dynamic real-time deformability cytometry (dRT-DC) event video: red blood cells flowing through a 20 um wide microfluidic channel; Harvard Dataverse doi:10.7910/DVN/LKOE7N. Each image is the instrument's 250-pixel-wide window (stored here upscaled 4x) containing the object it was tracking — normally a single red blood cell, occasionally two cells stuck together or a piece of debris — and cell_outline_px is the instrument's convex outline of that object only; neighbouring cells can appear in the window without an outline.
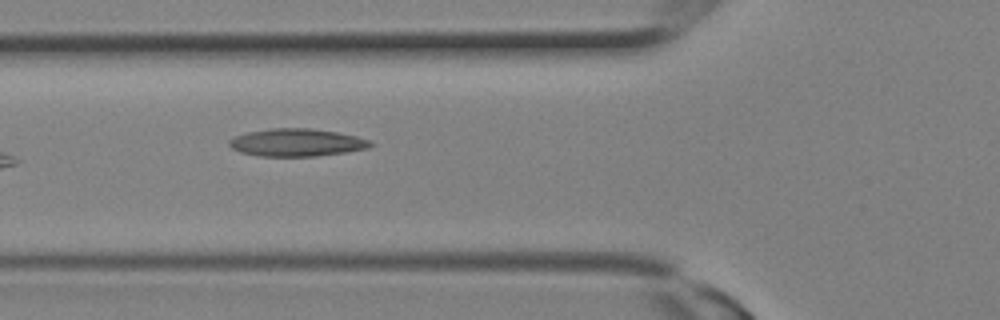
{"species": "Egyptian fruit bat (a non-hibernating species)", "species_latin": "Rousettus aegyptiacus", "temperature_condition": "room temperature", "stored_images_in_passage": 3, "camera_frame_rate_fps": 3000, "um_per_image_px": 0.085, "animal": {"sex": "female"}, "frame": {"image": 1, "passage_image": 3, "time_ms": 0.667, "image_size_px": [1000, 320], "cell_outline_px": [[376, 144], [368, 148], [344, 152], [316, 156], [260, 156], [240, 152], [232, 148], [228, 144], [228, 140], [236, 136], [248, 132], [272, 128], [308, 128], [336, 132], [356, 136], [372, 140]], "centroid_in_image_um": [25.24, 12.11], "position_along_channel_um": 100.6, "area_um2": 22.72}}